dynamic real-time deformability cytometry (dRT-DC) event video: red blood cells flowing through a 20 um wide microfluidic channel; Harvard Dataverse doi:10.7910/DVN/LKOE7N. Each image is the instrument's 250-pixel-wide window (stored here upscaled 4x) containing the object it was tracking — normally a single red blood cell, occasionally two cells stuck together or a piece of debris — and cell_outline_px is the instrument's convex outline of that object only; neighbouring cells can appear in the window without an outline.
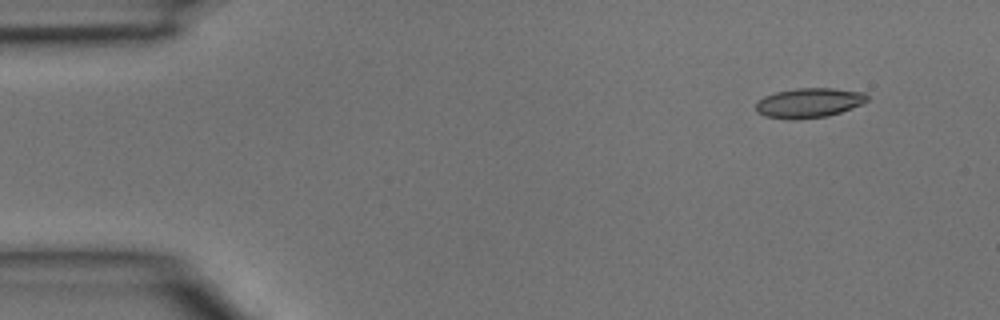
{"species": "common noctule bat (a hibernating species)", "species_latin": "Nyctalus noctula", "temperature_condition": "room temperature", "stored_images_in_passage": 5, "camera_frame_rate_fps": 3000, "um_per_image_px": 0.085, "animal": {"sex": "male", "body_mass_g": 15.6}, "frame": {"image": 1, "passage_image": 5, "time_ms": 1.333, "image_size_px": [1000, 320], "cell_outline_px": [[868, 100], [852, 108], [828, 116], [792, 120], [764, 116], [756, 112], [756, 104], [764, 96], [776, 92], [796, 88], [832, 88], [864, 92], [868, 96]], "centroid_in_image_um": [68.75, 8.74], "position_along_channel_um": 16.3, "area_um2": 19.25}}